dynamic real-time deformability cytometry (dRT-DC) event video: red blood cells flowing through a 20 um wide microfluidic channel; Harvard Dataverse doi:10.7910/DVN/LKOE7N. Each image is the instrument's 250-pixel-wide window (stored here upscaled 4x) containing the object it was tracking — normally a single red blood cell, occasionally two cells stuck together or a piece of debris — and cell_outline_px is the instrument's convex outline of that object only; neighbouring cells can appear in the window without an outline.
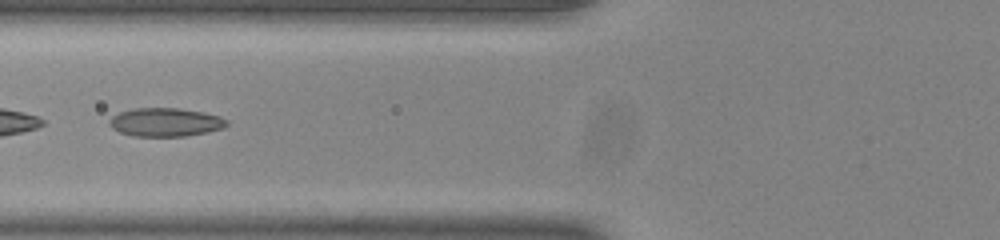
{"species": "common noctule bat (a hibernating species)", "species_latin": "Nyctalus noctula", "temperature_condition": "room temperature", "stored_images_in_passage": 52, "camera_frame_rate_fps": 3000, "um_per_image_px": 0.085, "animal": {"sex": "male", "body_mass_g": 20.0, "forearm_length_mm": 53.3}, "frame": {"image": 1, "passage_image": 23, "time_ms": 7.333, "image_size_px": [1000, 240], "cell_outline_px": [[228, 124], [224, 128], [208, 132], [184, 136], [132, 136], [120, 132], [112, 128], [108, 124], [108, 120], [112, 116], [120, 112], [136, 108], [180, 108], [204, 112], [220, 116], [228, 120]], "centroid_in_image_um": [14.07, 10.38], "position_along_channel_um": 111.7, "area_um2": 19.65}}